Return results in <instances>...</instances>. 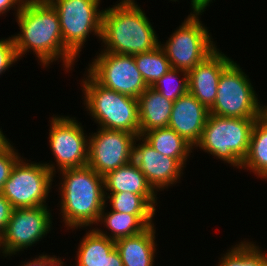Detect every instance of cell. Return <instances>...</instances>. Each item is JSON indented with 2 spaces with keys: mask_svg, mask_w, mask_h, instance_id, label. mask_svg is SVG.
Instances as JSON below:
<instances>
[{
  "mask_svg": "<svg viewBox=\"0 0 267 266\" xmlns=\"http://www.w3.org/2000/svg\"><path fill=\"white\" fill-rule=\"evenodd\" d=\"M15 17L20 32L11 36L18 60L32 52L43 68L60 61L63 70H73L78 60L64 46L59 16L50 2L25 0Z\"/></svg>",
  "mask_w": 267,
  "mask_h": 266,
  "instance_id": "1",
  "label": "cell"
},
{
  "mask_svg": "<svg viewBox=\"0 0 267 266\" xmlns=\"http://www.w3.org/2000/svg\"><path fill=\"white\" fill-rule=\"evenodd\" d=\"M152 25L135 0H119L103 11L100 52L135 55L154 50L159 37Z\"/></svg>",
  "mask_w": 267,
  "mask_h": 266,
  "instance_id": "2",
  "label": "cell"
},
{
  "mask_svg": "<svg viewBox=\"0 0 267 266\" xmlns=\"http://www.w3.org/2000/svg\"><path fill=\"white\" fill-rule=\"evenodd\" d=\"M60 214L65 228L78 230L98 225L103 207L105 192L103 176L88 165L59 171ZM92 225V226H91Z\"/></svg>",
  "mask_w": 267,
  "mask_h": 266,
  "instance_id": "3",
  "label": "cell"
},
{
  "mask_svg": "<svg viewBox=\"0 0 267 266\" xmlns=\"http://www.w3.org/2000/svg\"><path fill=\"white\" fill-rule=\"evenodd\" d=\"M81 80V98L89 115L99 127L127 131L140 136L137 98L107 89L85 70Z\"/></svg>",
  "mask_w": 267,
  "mask_h": 266,
  "instance_id": "4",
  "label": "cell"
},
{
  "mask_svg": "<svg viewBox=\"0 0 267 266\" xmlns=\"http://www.w3.org/2000/svg\"><path fill=\"white\" fill-rule=\"evenodd\" d=\"M258 118H230L209 114L202 136L194 146L216 159L241 168L247 156L251 131Z\"/></svg>",
  "mask_w": 267,
  "mask_h": 266,
  "instance_id": "5",
  "label": "cell"
},
{
  "mask_svg": "<svg viewBox=\"0 0 267 266\" xmlns=\"http://www.w3.org/2000/svg\"><path fill=\"white\" fill-rule=\"evenodd\" d=\"M204 11L205 8H192L168 40L164 44L159 41L172 68L188 72L217 49L210 30L200 20Z\"/></svg>",
  "mask_w": 267,
  "mask_h": 266,
  "instance_id": "6",
  "label": "cell"
},
{
  "mask_svg": "<svg viewBox=\"0 0 267 266\" xmlns=\"http://www.w3.org/2000/svg\"><path fill=\"white\" fill-rule=\"evenodd\" d=\"M249 76L234 60L222 71L217 96L209 114L230 118H260L263 104Z\"/></svg>",
  "mask_w": 267,
  "mask_h": 266,
  "instance_id": "7",
  "label": "cell"
},
{
  "mask_svg": "<svg viewBox=\"0 0 267 266\" xmlns=\"http://www.w3.org/2000/svg\"><path fill=\"white\" fill-rule=\"evenodd\" d=\"M102 0H51L58 13L64 46L80 58L87 38L91 34L101 40Z\"/></svg>",
  "mask_w": 267,
  "mask_h": 266,
  "instance_id": "8",
  "label": "cell"
},
{
  "mask_svg": "<svg viewBox=\"0 0 267 266\" xmlns=\"http://www.w3.org/2000/svg\"><path fill=\"white\" fill-rule=\"evenodd\" d=\"M30 161L22 156L16 162L2 190L14 209L48 206L54 174L44 162Z\"/></svg>",
  "mask_w": 267,
  "mask_h": 266,
  "instance_id": "9",
  "label": "cell"
},
{
  "mask_svg": "<svg viewBox=\"0 0 267 266\" xmlns=\"http://www.w3.org/2000/svg\"><path fill=\"white\" fill-rule=\"evenodd\" d=\"M49 146L55 162L44 164L56 177L57 172L88 164L89 136L82 123L69 115H54L49 120ZM56 166V167H55ZM57 168V169H56ZM57 170V172H56ZM56 172V173H55Z\"/></svg>",
  "mask_w": 267,
  "mask_h": 266,
  "instance_id": "10",
  "label": "cell"
},
{
  "mask_svg": "<svg viewBox=\"0 0 267 266\" xmlns=\"http://www.w3.org/2000/svg\"><path fill=\"white\" fill-rule=\"evenodd\" d=\"M48 207L13 209L5 230L0 234V254L4 258L35 246L49 234L53 218Z\"/></svg>",
  "mask_w": 267,
  "mask_h": 266,
  "instance_id": "11",
  "label": "cell"
},
{
  "mask_svg": "<svg viewBox=\"0 0 267 266\" xmlns=\"http://www.w3.org/2000/svg\"><path fill=\"white\" fill-rule=\"evenodd\" d=\"M94 57L85 69L101 86L134 98L148 88L137 69L134 55L100 52Z\"/></svg>",
  "mask_w": 267,
  "mask_h": 266,
  "instance_id": "12",
  "label": "cell"
},
{
  "mask_svg": "<svg viewBox=\"0 0 267 266\" xmlns=\"http://www.w3.org/2000/svg\"><path fill=\"white\" fill-rule=\"evenodd\" d=\"M135 134L98 127L89 133L88 166L101 176L133 161Z\"/></svg>",
  "mask_w": 267,
  "mask_h": 266,
  "instance_id": "13",
  "label": "cell"
},
{
  "mask_svg": "<svg viewBox=\"0 0 267 266\" xmlns=\"http://www.w3.org/2000/svg\"><path fill=\"white\" fill-rule=\"evenodd\" d=\"M133 162L156 193L179 183L184 174V167L175 158L159 153L141 136L134 141Z\"/></svg>",
  "mask_w": 267,
  "mask_h": 266,
  "instance_id": "14",
  "label": "cell"
},
{
  "mask_svg": "<svg viewBox=\"0 0 267 266\" xmlns=\"http://www.w3.org/2000/svg\"><path fill=\"white\" fill-rule=\"evenodd\" d=\"M233 61L218 48L188 71V92L208 110L213 106L222 71Z\"/></svg>",
  "mask_w": 267,
  "mask_h": 266,
  "instance_id": "15",
  "label": "cell"
},
{
  "mask_svg": "<svg viewBox=\"0 0 267 266\" xmlns=\"http://www.w3.org/2000/svg\"><path fill=\"white\" fill-rule=\"evenodd\" d=\"M208 115L209 110L187 92L174 101L168 127L194 147L202 136Z\"/></svg>",
  "mask_w": 267,
  "mask_h": 266,
  "instance_id": "16",
  "label": "cell"
},
{
  "mask_svg": "<svg viewBox=\"0 0 267 266\" xmlns=\"http://www.w3.org/2000/svg\"><path fill=\"white\" fill-rule=\"evenodd\" d=\"M84 235L78 244L75 266H124L115 241L100 235L94 227Z\"/></svg>",
  "mask_w": 267,
  "mask_h": 266,
  "instance_id": "17",
  "label": "cell"
},
{
  "mask_svg": "<svg viewBox=\"0 0 267 266\" xmlns=\"http://www.w3.org/2000/svg\"><path fill=\"white\" fill-rule=\"evenodd\" d=\"M103 180L105 193L129 191L140 194L155 210H157L158 193L149 185L145 175L133 161L107 173L103 176Z\"/></svg>",
  "mask_w": 267,
  "mask_h": 266,
  "instance_id": "18",
  "label": "cell"
},
{
  "mask_svg": "<svg viewBox=\"0 0 267 266\" xmlns=\"http://www.w3.org/2000/svg\"><path fill=\"white\" fill-rule=\"evenodd\" d=\"M156 228L149 226L143 232L115 241L124 266H154L156 258Z\"/></svg>",
  "mask_w": 267,
  "mask_h": 266,
  "instance_id": "19",
  "label": "cell"
},
{
  "mask_svg": "<svg viewBox=\"0 0 267 266\" xmlns=\"http://www.w3.org/2000/svg\"><path fill=\"white\" fill-rule=\"evenodd\" d=\"M140 136L156 128L168 127L173 101L148 87L138 98Z\"/></svg>",
  "mask_w": 267,
  "mask_h": 266,
  "instance_id": "20",
  "label": "cell"
},
{
  "mask_svg": "<svg viewBox=\"0 0 267 266\" xmlns=\"http://www.w3.org/2000/svg\"><path fill=\"white\" fill-rule=\"evenodd\" d=\"M106 207L107 204L103 207L98 224H104V228L106 227L111 233H107V231H103L104 229H99L97 226L94 229L100 235L106 236L113 241L137 235L154 224V215H132L120 213L111 209H109L110 211L108 212V210L105 209Z\"/></svg>",
  "mask_w": 267,
  "mask_h": 266,
  "instance_id": "21",
  "label": "cell"
},
{
  "mask_svg": "<svg viewBox=\"0 0 267 266\" xmlns=\"http://www.w3.org/2000/svg\"><path fill=\"white\" fill-rule=\"evenodd\" d=\"M152 148L168 157L175 158L184 168L194 147L173 129L156 128L141 136ZM189 156V157H188Z\"/></svg>",
  "mask_w": 267,
  "mask_h": 266,
  "instance_id": "22",
  "label": "cell"
},
{
  "mask_svg": "<svg viewBox=\"0 0 267 266\" xmlns=\"http://www.w3.org/2000/svg\"><path fill=\"white\" fill-rule=\"evenodd\" d=\"M240 169L267 180V118L263 115L253 125L248 153Z\"/></svg>",
  "mask_w": 267,
  "mask_h": 266,
  "instance_id": "23",
  "label": "cell"
},
{
  "mask_svg": "<svg viewBox=\"0 0 267 266\" xmlns=\"http://www.w3.org/2000/svg\"><path fill=\"white\" fill-rule=\"evenodd\" d=\"M232 245L219 259L216 266H267V253L256 242L249 240Z\"/></svg>",
  "mask_w": 267,
  "mask_h": 266,
  "instance_id": "24",
  "label": "cell"
},
{
  "mask_svg": "<svg viewBox=\"0 0 267 266\" xmlns=\"http://www.w3.org/2000/svg\"><path fill=\"white\" fill-rule=\"evenodd\" d=\"M134 60L148 87H152L165 73L172 69L170 61L160 46L150 52L135 54Z\"/></svg>",
  "mask_w": 267,
  "mask_h": 266,
  "instance_id": "25",
  "label": "cell"
},
{
  "mask_svg": "<svg viewBox=\"0 0 267 266\" xmlns=\"http://www.w3.org/2000/svg\"><path fill=\"white\" fill-rule=\"evenodd\" d=\"M111 210L132 215H155L156 210L140 195L129 191L105 193Z\"/></svg>",
  "mask_w": 267,
  "mask_h": 266,
  "instance_id": "26",
  "label": "cell"
},
{
  "mask_svg": "<svg viewBox=\"0 0 267 266\" xmlns=\"http://www.w3.org/2000/svg\"><path fill=\"white\" fill-rule=\"evenodd\" d=\"M152 88L174 102L188 92V72L172 68Z\"/></svg>",
  "mask_w": 267,
  "mask_h": 266,
  "instance_id": "27",
  "label": "cell"
},
{
  "mask_svg": "<svg viewBox=\"0 0 267 266\" xmlns=\"http://www.w3.org/2000/svg\"><path fill=\"white\" fill-rule=\"evenodd\" d=\"M21 158L18 150L12 142L6 138L0 144V192H2L5 182L8 180L13 166Z\"/></svg>",
  "mask_w": 267,
  "mask_h": 266,
  "instance_id": "28",
  "label": "cell"
},
{
  "mask_svg": "<svg viewBox=\"0 0 267 266\" xmlns=\"http://www.w3.org/2000/svg\"><path fill=\"white\" fill-rule=\"evenodd\" d=\"M19 61L16 55L12 36L0 39V75L9 70L10 67Z\"/></svg>",
  "mask_w": 267,
  "mask_h": 266,
  "instance_id": "29",
  "label": "cell"
},
{
  "mask_svg": "<svg viewBox=\"0 0 267 266\" xmlns=\"http://www.w3.org/2000/svg\"><path fill=\"white\" fill-rule=\"evenodd\" d=\"M62 259L64 258H60L59 256L57 258L55 255L50 256L47 253H42L30 261L28 259L27 262H22L23 264L20 266H64L65 263Z\"/></svg>",
  "mask_w": 267,
  "mask_h": 266,
  "instance_id": "30",
  "label": "cell"
},
{
  "mask_svg": "<svg viewBox=\"0 0 267 266\" xmlns=\"http://www.w3.org/2000/svg\"><path fill=\"white\" fill-rule=\"evenodd\" d=\"M13 209L11 203L0 192V234L5 230Z\"/></svg>",
  "mask_w": 267,
  "mask_h": 266,
  "instance_id": "31",
  "label": "cell"
},
{
  "mask_svg": "<svg viewBox=\"0 0 267 266\" xmlns=\"http://www.w3.org/2000/svg\"><path fill=\"white\" fill-rule=\"evenodd\" d=\"M25 0H0V16L6 15L10 10L14 9L15 16L20 12Z\"/></svg>",
  "mask_w": 267,
  "mask_h": 266,
  "instance_id": "32",
  "label": "cell"
},
{
  "mask_svg": "<svg viewBox=\"0 0 267 266\" xmlns=\"http://www.w3.org/2000/svg\"><path fill=\"white\" fill-rule=\"evenodd\" d=\"M213 0H191V8H207Z\"/></svg>",
  "mask_w": 267,
  "mask_h": 266,
  "instance_id": "33",
  "label": "cell"
},
{
  "mask_svg": "<svg viewBox=\"0 0 267 266\" xmlns=\"http://www.w3.org/2000/svg\"><path fill=\"white\" fill-rule=\"evenodd\" d=\"M0 128V144L7 138L6 135L3 134V130Z\"/></svg>",
  "mask_w": 267,
  "mask_h": 266,
  "instance_id": "34",
  "label": "cell"
},
{
  "mask_svg": "<svg viewBox=\"0 0 267 266\" xmlns=\"http://www.w3.org/2000/svg\"><path fill=\"white\" fill-rule=\"evenodd\" d=\"M263 116L267 118V105H263Z\"/></svg>",
  "mask_w": 267,
  "mask_h": 266,
  "instance_id": "35",
  "label": "cell"
},
{
  "mask_svg": "<svg viewBox=\"0 0 267 266\" xmlns=\"http://www.w3.org/2000/svg\"><path fill=\"white\" fill-rule=\"evenodd\" d=\"M27 1H35V2H50L51 0H27Z\"/></svg>",
  "mask_w": 267,
  "mask_h": 266,
  "instance_id": "36",
  "label": "cell"
}]
</instances>
